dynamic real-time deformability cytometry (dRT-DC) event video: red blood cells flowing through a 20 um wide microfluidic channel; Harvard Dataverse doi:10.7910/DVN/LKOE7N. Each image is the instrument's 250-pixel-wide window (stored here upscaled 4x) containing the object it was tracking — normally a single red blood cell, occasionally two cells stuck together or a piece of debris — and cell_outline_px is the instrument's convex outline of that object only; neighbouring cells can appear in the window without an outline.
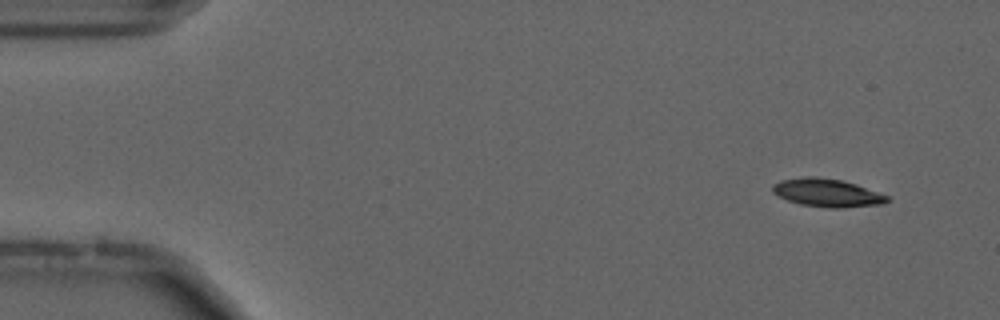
{"species": "common noctule bat (a hibernating species)", "species_latin": "Nyctalus noctula", "temperature_condition": "cold", "stored_images_in_passage": 55, "camera_frame_rate_fps": 3000, "um_per_image_px": 0.085, "animal": {"sex": "male", "forearm_length_mm": 52.5}, "frame": {"image": 1, "passage_image": 4, "time_ms": 1.0, "image_size_px": [1000, 320], "cell_outline_px": [[892, 200], [884, 204], [840, 208], [828, 208], [800, 204], [788, 200], [772, 192], [772, 184], [780, 180], [804, 176], [816, 176], [840, 180], [856, 184], [888, 196]], "centroid_in_image_um": [70.31, 16.39], "position_along_channel_um": 14.7, "area_um2": 18.84}}
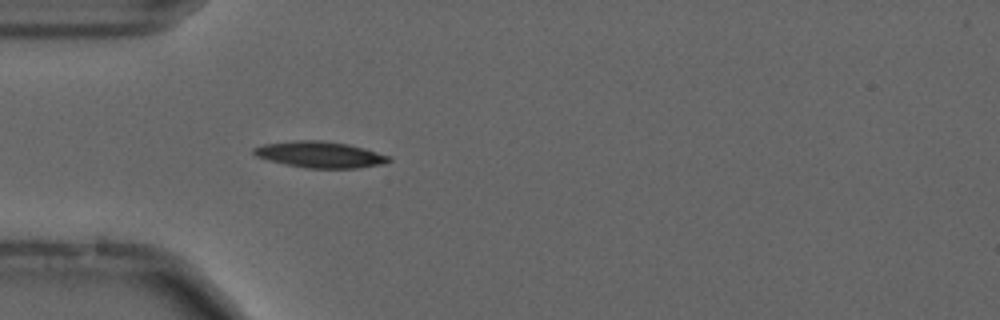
{"frame": {"image": 2, "passage_image": 16, "time_ms": 5.0, "image_size_px": [1000, 320], "cell_outline_px": [[392, 160], [384, 164], [356, 168], [308, 168], [284, 164], [268, 160], [256, 156], [252, 152], [252, 148], [264, 144], [296, 140], [320, 140], [348, 144], [364, 148], [388, 156]], "centroid_in_image_um": [27.17, 13.14], "position_along_channel_um": 57.8, "area_um2": 20.58}}
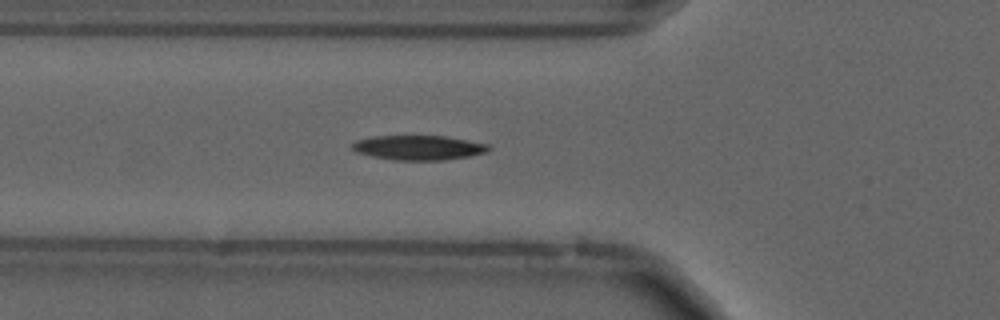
{"frame": {"image": 3, "passage_image": 19, "time_ms": 6.0, "image_size_px": [1000, 320], "cell_outline_px": [[492, 148], [488, 152], [468, 156], [444, 160], [392, 160], [372, 156], [356, 152], [352, 148], [352, 144], [356, 140], [372, 136], [444, 136], [468, 140], [488, 144]], "centroid_in_image_um": [35.58, 12.55], "position_along_channel_um": 90.2, "area_um2": 19.59}, "authors_computed_cell_mechanics": {"area_um2": 18.496, "velocity_mm_per_s": 3.6993, "shape_relaxation_time_tau1_ms": 6.2, "shape_relaxation_time_tau2_ms": null, "deformation_change_tau1": 0.1523, "deformation_change_tau2": null}}